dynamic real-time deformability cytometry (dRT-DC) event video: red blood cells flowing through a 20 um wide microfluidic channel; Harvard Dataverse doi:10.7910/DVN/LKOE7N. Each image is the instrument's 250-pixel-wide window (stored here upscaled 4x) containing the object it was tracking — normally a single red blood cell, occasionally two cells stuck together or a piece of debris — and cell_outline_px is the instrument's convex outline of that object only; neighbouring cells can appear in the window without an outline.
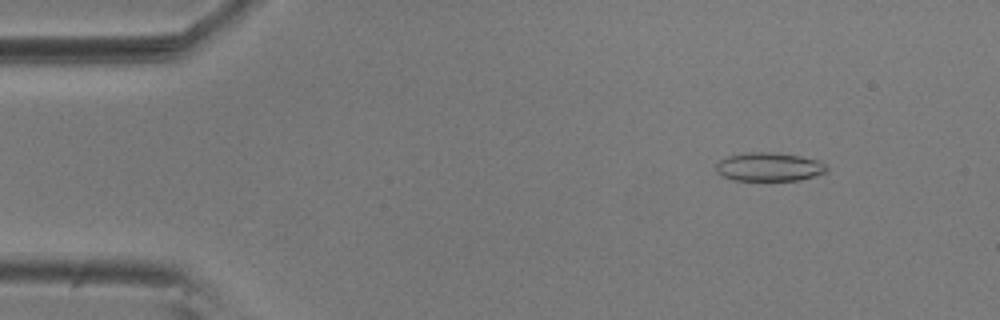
{"species": "common noctule bat (a hibernating species)", "species_latin": "Nyctalus noctula", "temperature_condition": "room temperature", "stored_images_in_passage": 53, "camera_frame_rate_fps": 3000, "um_per_image_px": 0.085, "animal": {"sex": "male", "body_mass_g": 20.5, "forearm_length_mm": 52.5}, "frame": {"image": 1, "passage_image": 4, "time_ms": 1.0, "image_size_px": [1000, 320], "cell_outline_px": [[828, 172], [800, 180], [732, 180], [716, 172], [716, 164], [720, 160], [728, 156], [744, 152], [772, 152], [800, 156], [820, 160], [828, 168]], "centroid_in_image_um": [65.39, 14.18], "position_along_channel_um": 19.6, "area_um2": 18.55}}
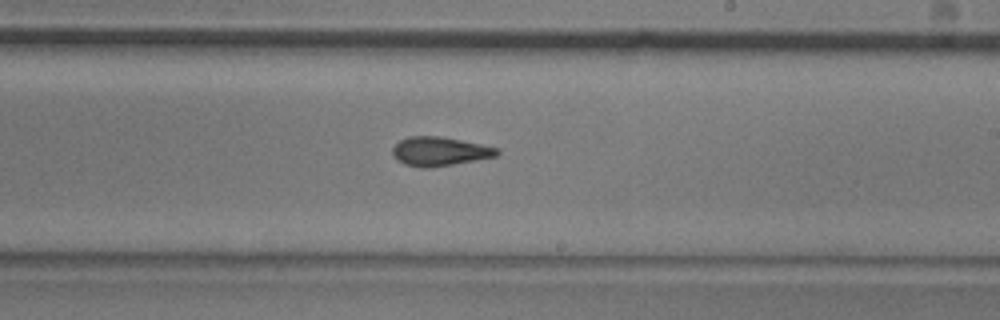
{"frame": {"image": 2, "passage_image": 30, "time_ms": 9.667, "image_size_px": [1000, 320], "cell_outline_px": [[500, 152], [496, 156], [452, 164], [424, 168], [420, 168], [404, 164], [396, 160], [392, 156], [392, 148], [400, 140], [408, 136], [440, 136], [500, 148]], "centroid_in_image_um": [37.33, 12.86], "position_along_channel_um": 251.7, "area_um2": 17.57}}
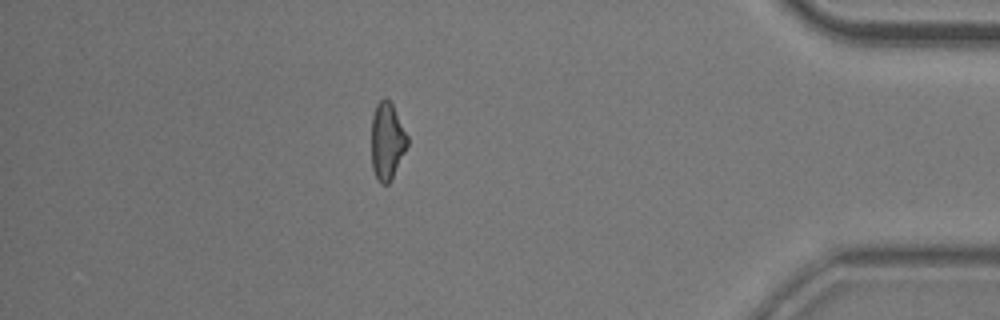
{"frame": {"image": 3, "passage_image": 46, "time_ms": 15.0, "image_size_px": [1000, 320], "cell_outline_px": [[408, 144], [388, 184], [380, 184], [372, 168], [372, 116], [376, 104], [384, 96], [392, 104], [408, 136]], "centroid_in_image_um": [32.89, 11.96], "position_along_channel_um": 402.3, "area_um2": 15.9}, "authors_computed_cell_mechanics": {"area_um2": 17.5134, "velocity_mm_per_s": 3.6287, "shape_relaxation_time_tau1_ms": 9.7869, "shape_relaxation_time_tau2_ms": 2.297, "deformation_change_tau1": 0.1972, "deformation_change_tau2": 0.0979}}